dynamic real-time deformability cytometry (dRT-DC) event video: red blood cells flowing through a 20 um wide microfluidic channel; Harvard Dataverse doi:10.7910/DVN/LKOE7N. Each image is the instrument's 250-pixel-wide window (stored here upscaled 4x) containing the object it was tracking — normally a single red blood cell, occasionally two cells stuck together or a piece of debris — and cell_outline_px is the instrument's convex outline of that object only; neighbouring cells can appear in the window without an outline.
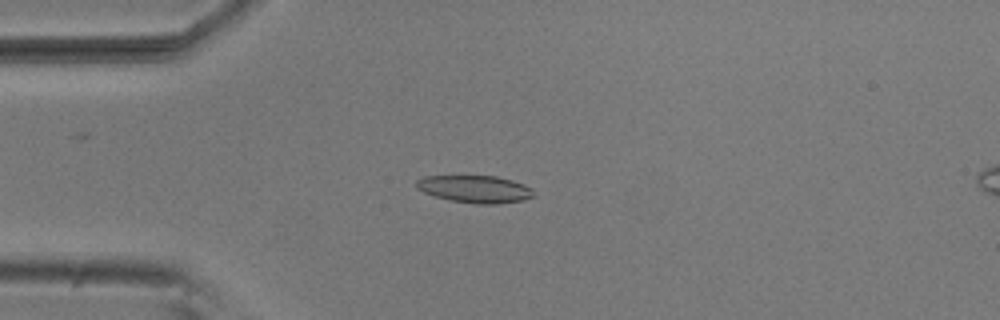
{"species": "common noctule bat (a hibernating species)", "species_latin": "Nyctalus noctula", "temperature_condition": "room temperature", "stored_images_in_passage": 6, "camera_frame_rate_fps": 3000, "um_per_image_px": 0.085, "animal": {"sex": "male", "body_mass_g": 20.5, "forearm_length_mm": 52.5}, "frame": {"image": 1, "passage_image": 4, "time_ms": 1.0, "image_size_px": [1000, 320], "cell_outline_px": [[536, 196], [524, 200], [496, 204], [476, 204], [452, 200], [436, 196], [424, 192], [416, 188], [416, 180], [424, 176], [496, 176], [512, 180], [524, 184], [532, 188], [536, 192]], "centroid_in_image_um": [40.43, 16.07], "position_along_channel_um": 44.6, "area_um2": 18.79}}
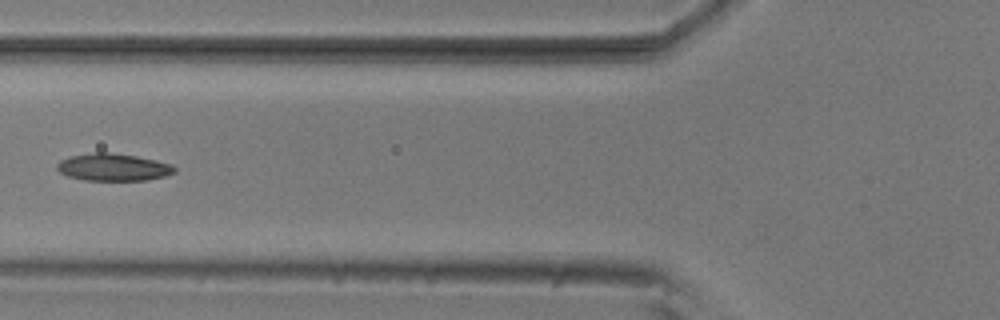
{"frame": {"image": 2, "passage_image": 6, "time_ms": 1.667, "image_size_px": [1000, 320], "cell_outline_px": [[176, 172], [164, 176], [148, 180], [84, 180], [68, 176], [60, 172], [56, 168], [56, 164], [60, 160], [68, 156], [96, 152], [108, 152], [136, 156], [156, 160], [172, 164], [176, 168]], "centroid_in_image_um": [9.62, 14.21], "position_along_channel_um": 116.2, "area_um2": 18.79}}